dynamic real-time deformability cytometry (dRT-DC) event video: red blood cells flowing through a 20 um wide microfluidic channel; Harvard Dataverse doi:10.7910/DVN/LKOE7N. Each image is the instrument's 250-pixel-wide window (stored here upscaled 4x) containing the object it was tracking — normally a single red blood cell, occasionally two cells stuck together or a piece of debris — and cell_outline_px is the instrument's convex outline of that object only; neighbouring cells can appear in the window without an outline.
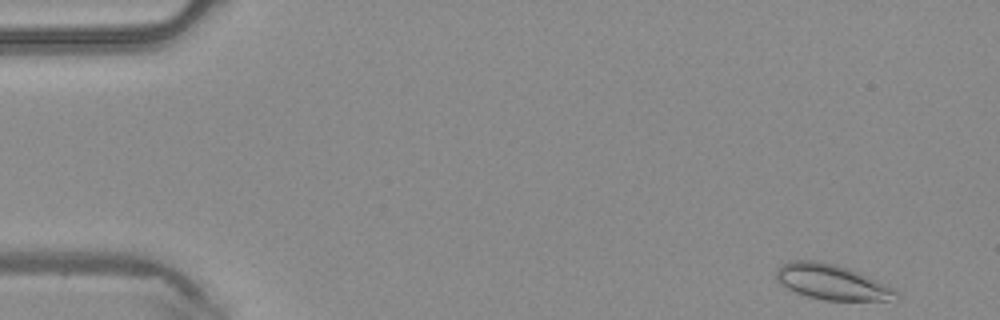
{"species": "common noctule bat (a hibernating species)", "species_latin": "Nyctalus noctula", "temperature_condition": "warm", "stored_images_in_passage": 45, "camera_frame_rate_fps": 3000, "um_per_image_px": 0.085, "animal": {"sex": "male", "body_mass_g": 20.4}, "frame": {"image": 1, "passage_image": 1, "time_ms": 0.0, "image_size_px": [1000, 320], "cell_outline_px": [[900, 300], [824, 300], [808, 296], [796, 292], [780, 284], [776, 280], [776, 268], [780, 264], [792, 260], [816, 260], [836, 264], [848, 268], [868, 276], [896, 288], [900, 296]], "centroid_in_image_um": [70.73, 23.97], "position_along_channel_um": 14.3, "area_um2": 24.91}}
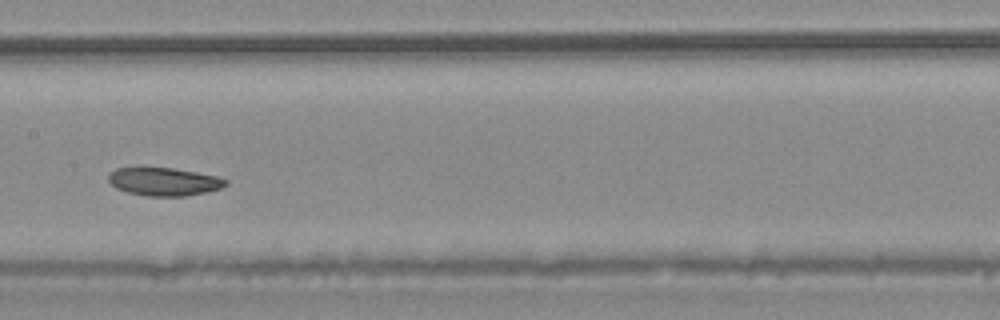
{"frame": {"image": 2, "passage_image": 22, "time_ms": 7.0, "image_size_px": [1000, 320], "cell_outline_px": [[228, 184], [220, 188], [208, 192], [184, 196], [144, 196], [128, 192], [116, 188], [108, 180], [108, 172], [116, 168], [172, 168], [196, 172], [216, 176], [228, 180]], "centroid_in_image_um": [13.94, 15.44], "position_along_channel_um": 193.5, "area_um2": 19.19}}
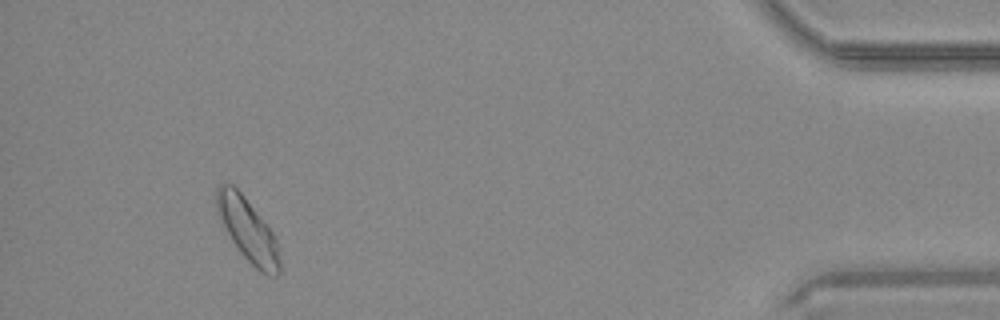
{"frame": {"image": 3, "passage_image": 42, "time_ms": 13.667, "image_size_px": [1000, 320], "cell_outline_px": [[280, 272], [276, 276], [260, 272], [240, 252], [232, 240], [216, 208], [216, 188], [220, 184], [232, 184], [244, 196], [276, 236], [280, 260]], "centroid_in_image_um": [21.09, 19.54], "position_along_channel_um": 414.1, "area_um2": 22.66}}